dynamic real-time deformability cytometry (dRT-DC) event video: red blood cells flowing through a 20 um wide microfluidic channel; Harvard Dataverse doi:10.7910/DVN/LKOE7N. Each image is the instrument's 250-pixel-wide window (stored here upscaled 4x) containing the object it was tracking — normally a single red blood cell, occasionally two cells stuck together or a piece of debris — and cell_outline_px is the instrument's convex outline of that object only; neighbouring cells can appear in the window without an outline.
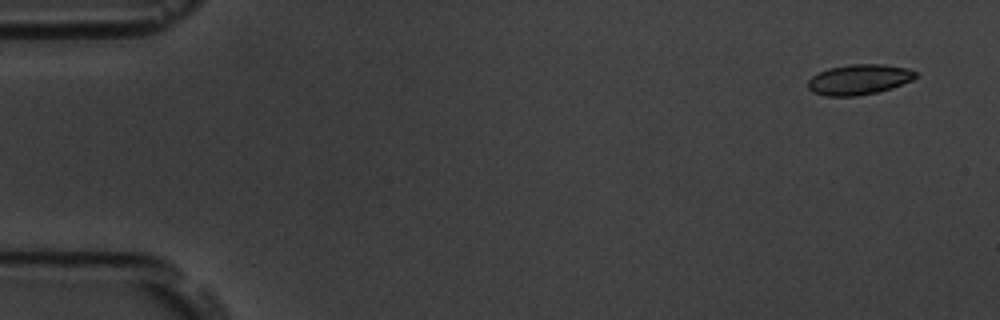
{"species": "common noctule bat (a hibernating species)", "species_latin": "Nyctalus noctula", "temperature_condition": "room temperature", "stored_images_in_passage": 4, "camera_frame_rate_fps": 3000, "um_per_image_px": 0.085, "animal": {"sex": "male", "body_mass_g": 19.5, "forearm_length_mm": 54.6}, "frame": {"image": 1, "passage_image": 1, "time_ms": 0.0, "image_size_px": [1000, 320], "cell_outline_px": [[916, 76], [912, 80], [892, 88], [876, 92], [856, 96], [824, 96], [812, 92], [808, 88], [808, 80], [812, 76], [828, 68], [852, 64], [884, 64], [908, 68], [916, 72]], "centroid_in_image_um": [73.0, 6.76], "position_along_channel_um": 12.0, "area_um2": 19.02}}
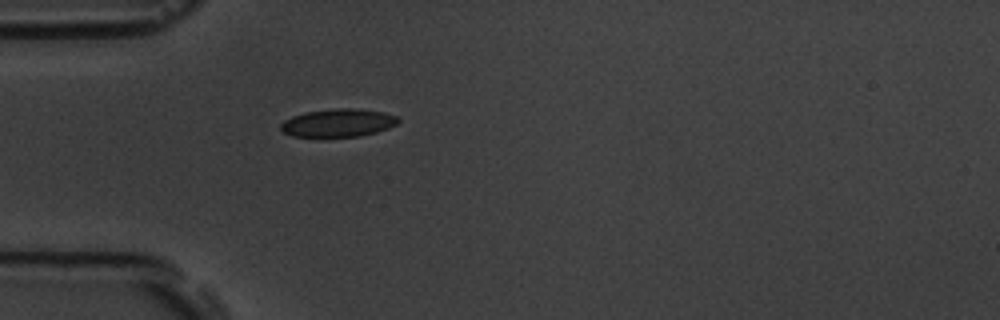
{"frame": {"image": 2, "passage_image": 4, "time_ms": 1.0, "image_size_px": [1000, 320], "cell_outline_px": [[400, 120], [396, 124], [388, 128], [376, 132], [360, 136], [292, 136], [284, 132], [280, 128], [280, 124], [284, 120], [292, 116], [304, 112], [336, 108], [352, 108], [384, 112], [396, 116]], "centroid_in_image_um": [28.73, 10.43], "position_along_channel_um": 56.3, "area_um2": 19.02}}